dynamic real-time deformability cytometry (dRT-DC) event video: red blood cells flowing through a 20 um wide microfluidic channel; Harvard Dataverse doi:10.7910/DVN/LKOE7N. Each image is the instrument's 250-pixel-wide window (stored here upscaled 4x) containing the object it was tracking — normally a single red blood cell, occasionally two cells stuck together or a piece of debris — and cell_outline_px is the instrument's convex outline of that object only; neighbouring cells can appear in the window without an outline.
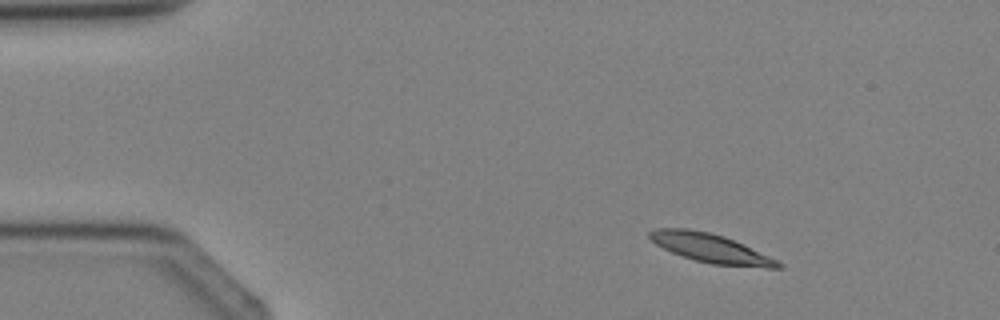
{"species": "Egyptian fruit bat (a non-hibernating species)", "species_latin": "Rousettus aegyptiacus", "temperature_condition": "cold", "stored_images_in_passage": 3, "camera_frame_rate_fps": 3000, "um_per_image_px": 0.085, "animal": {"sex": "female"}, "frame": {"image": 1, "passage_image": 1, "time_ms": 0.0, "image_size_px": [1000, 320], "cell_outline_px": [[784, 268], [764, 268], [712, 264], [696, 260], [672, 252], [656, 244], [648, 236], [648, 232], [656, 228], [688, 228], [708, 232], [724, 236], [744, 244], [784, 264]], "centroid_in_image_um": [60.43, 21.1], "position_along_channel_um": 24.6, "area_um2": 21.5}}
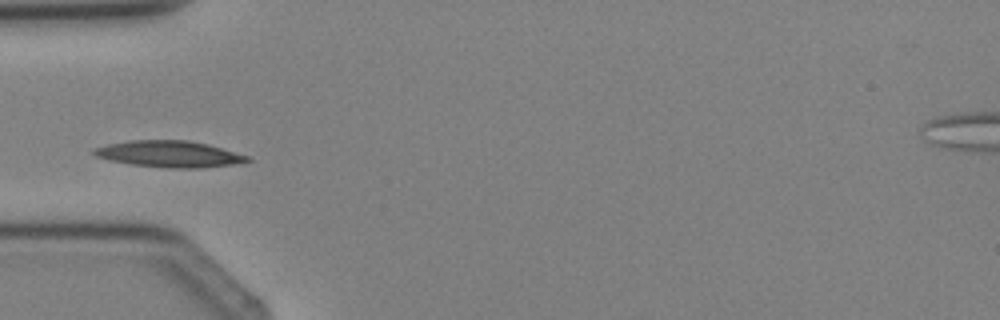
{"frame": {"image": 2, "passage_image": 3, "time_ms": 2.333, "image_size_px": [1000, 320], "cell_outline_px": [[252, 160], [232, 164], [200, 168], [168, 168], [132, 164], [108, 160], [96, 156], [92, 152], [92, 148], [108, 144], [128, 140], [188, 140], [208, 144], [248, 156]], "centroid_in_image_um": [14.34, 13.08], "position_along_channel_um": 70.7, "area_um2": 23.52}}